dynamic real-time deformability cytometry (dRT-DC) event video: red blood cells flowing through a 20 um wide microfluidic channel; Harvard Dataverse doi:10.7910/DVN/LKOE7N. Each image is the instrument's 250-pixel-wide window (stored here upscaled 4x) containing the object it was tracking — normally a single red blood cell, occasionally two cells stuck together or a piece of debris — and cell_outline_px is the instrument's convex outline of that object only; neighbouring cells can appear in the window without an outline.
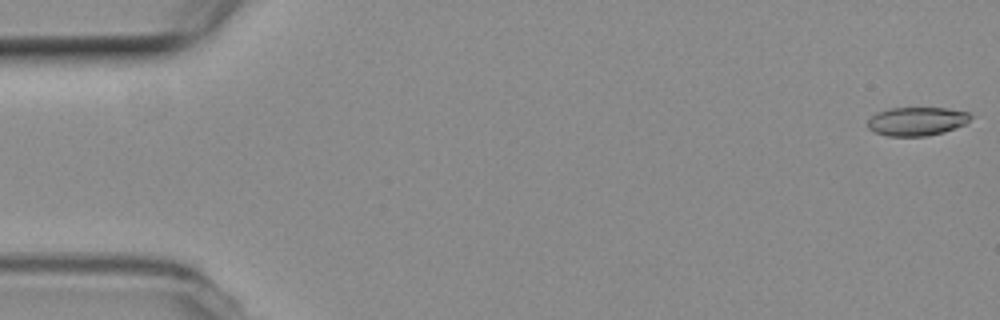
{"species": "common noctule bat (a hibernating species)", "species_latin": "Nyctalus noctula", "temperature_condition": "room temperature", "stored_images_in_passage": 14, "camera_frame_rate_fps": 3000, "um_per_image_px": 0.085, "animal": {"sex": "female", "body_mass_g": 19.3, "forearm_length_mm": 54.1}, "frame": {"image": 1, "passage_image": 1, "time_ms": 0.0, "image_size_px": [1000, 320], "cell_outline_px": [[972, 116], [964, 124], [944, 132], [928, 136], [888, 136], [876, 132], [868, 128], [868, 120], [876, 112], [888, 108], [944, 108], [968, 112]], "centroid_in_image_um": [77.9, 10.31], "position_along_channel_um": 7.1, "area_um2": 17.05}}
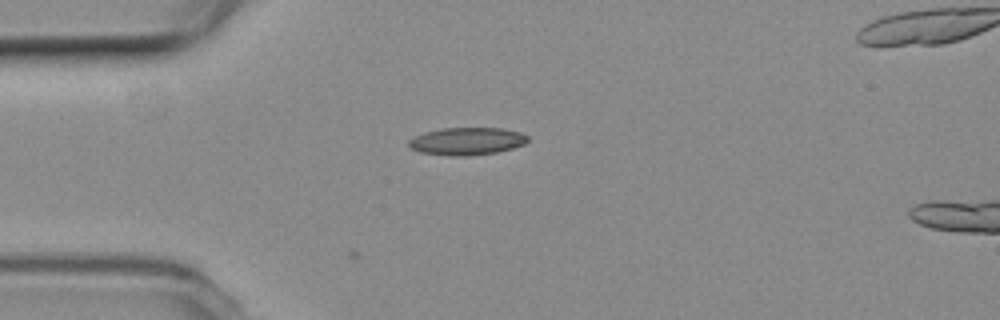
{"frame": {"image": 2, "passage_image": 14, "time_ms": 4.333, "image_size_px": [1000, 320], "cell_outline_px": [[528, 140], [524, 144], [512, 148], [496, 152], [464, 156], [452, 156], [420, 152], [412, 148], [408, 144], [408, 140], [412, 136], [424, 132], [440, 128], [504, 128], [520, 132], [528, 136]], "centroid_in_image_um": [39.66, 11.99], "position_along_channel_um": 45.3, "area_um2": 19.13}}